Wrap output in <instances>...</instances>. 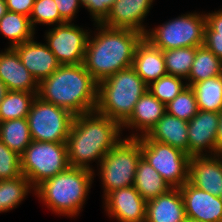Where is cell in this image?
Returning a JSON list of instances; mask_svg holds the SVG:
<instances>
[{"label":"cell","mask_w":222,"mask_h":222,"mask_svg":"<svg viewBox=\"0 0 222 222\" xmlns=\"http://www.w3.org/2000/svg\"><path fill=\"white\" fill-rule=\"evenodd\" d=\"M189 182L214 196L222 195V158L220 154L191 156Z\"/></svg>","instance_id":"obj_16"},{"label":"cell","mask_w":222,"mask_h":222,"mask_svg":"<svg viewBox=\"0 0 222 222\" xmlns=\"http://www.w3.org/2000/svg\"><path fill=\"white\" fill-rule=\"evenodd\" d=\"M222 152V110L219 112V123L217 130V154Z\"/></svg>","instance_id":"obj_40"},{"label":"cell","mask_w":222,"mask_h":222,"mask_svg":"<svg viewBox=\"0 0 222 222\" xmlns=\"http://www.w3.org/2000/svg\"><path fill=\"white\" fill-rule=\"evenodd\" d=\"M218 123L219 113L201 110H198L197 114L188 121V155L190 157L217 154Z\"/></svg>","instance_id":"obj_12"},{"label":"cell","mask_w":222,"mask_h":222,"mask_svg":"<svg viewBox=\"0 0 222 222\" xmlns=\"http://www.w3.org/2000/svg\"><path fill=\"white\" fill-rule=\"evenodd\" d=\"M87 40L84 66L99 83L116 72L132 67L137 45L144 34L129 29L111 28L96 23Z\"/></svg>","instance_id":"obj_1"},{"label":"cell","mask_w":222,"mask_h":222,"mask_svg":"<svg viewBox=\"0 0 222 222\" xmlns=\"http://www.w3.org/2000/svg\"><path fill=\"white\" fill-rule=\"evenodd\" d=\"M198 110L219 113L222 110V75L194 83Z\"/></svg>","instance_id":"obj_27"},{"label":"cell","mask_w":222,"mask_h":222,"mask_svg":"<svg viewBox=\"0 0 222 222\" xmlns=\"http://www.w3.org/2000/svg\"><path fill=\"white\" fill-rule=\"evenodd\" d=\"M186 219L180 188H171L146 203L145 222H185Z\"/></svg>","instance_id":"obj_20"},{"label":"cell","mask_w":222,"mask_h":222,"mask_svg":"<svg viewBox=\"0 0 222 222\" xmlns=\"http://www.w3.org/2000/svg\"><path fill=\"white\" fill-rule=\"evenodd\" d=\"M142 157L140 138H123L97 166L103 198L111 191L134 186L137 164Z\"/></svg>","instance_id":"obj_6"},{"label":"cell","mask_w":222,"mask_h":222,"mask_svg":"<svg viewBox=\"0 0 222 222\" xmlns=\"http://www.w3.org/2000/svg\"><path fill=\"white\" fill-rule=\"evenodd\" d=\"M20 158L22 175L34 189L70 166L66 142L32 140Z\"/></svg>","instance_id":"obj_8"},{"label":"cell","mask_w":222,"mask_h":222,"mask_svg":"<svg viewBox=\"0 0 222 222\" xmlns=\"http://www.w3.org/2000/svg\"><path fill=\"white\" fill-rule=\"evenodd\" d=\"M142 157L164 178L171 188L189 181L190 156L179 148L140 137Z\"/></svg>","instance_id":"obj_9"},{"label":"cell","mask_w":222,"mask_h":222,"mask_svg":"<svg viewBox=\"0 0 222 222\" xmlns=\"http://www.w3.org/2000/svg\"><path fill=\"white\" fill-rule=\"evenodd\" d=\"M134 187L146 202L171 189L164 178L143 157L137 164Z\"/></svg>","instance_id":"obj_23"},{"label":"cell","mask_w":222,"mask_h":222,"mask_svg":"<svg viewBox=\"0 0 222 222\" xmlns=\"http://www.w3.org/2000/svg\"><path fill=\"white\" fill-rule=\"evenodd\" d=\"M166 112L179 119L190 121L198 112L193 89L190 86L185 87L172 101L166 104Z\"/></svg>","instance_id":"obj_31"},{"label":"cell","mask_w":222,"mask_h":222,"mask_svg":"<svg viewBox=\"0 0 222 222\" xmlns=\"http://www.w3.org/2000/svg\"><path fill=\"white\" fill-rule=\"evenodd\" d=\"M205 26L204 13L189 12L147 30L144 38L162 51L199 47L204 45Z\"/></svg>","instance_id":"obj_7"},{"label":"cell","mask_w":222,"mask_h":222,"mask_svg":"<svg viewBox=\"0 0 222 222\" xmlns=\"http://www.w3.org/2000/svg\"><path fill=\"white\" fill-rule=\"evenodd\" d=\"M0 140L21 155L32 141L27 118L3 121L0 125Z\"/></svg>","instance_id":"obj_26"},{"label":"cell","mask_w":222,"mask_h":222,"mask_svg":"<svg viewBox=\"0 0 222 222\" xmlns=\"http://www.w3.org/2000/svg\"><path fill=\"white\" fill-rule=\"evenodd\" d=\"M103 202L108 216L118 222H145L147 202L134 186L109 192Z\"/></svg>","instance_id":"obj_13"},{"label":"cell","mask_w":222,"mask_h":222,"mask_svg":"<svg viewBox=\"0 0 222 222\" xmlns=\"http://www.w3.org/2000/svg\"><path fill=\"white\" fill-rule=\"evenodd\" d=\"M26 41L14 47L22 64L31 73L38 84L49 77L61 64L48 48L47 44L34 40Z\"/></svg>","instance_id":"obj_17"},{"label":"cell","mask_w":222,"mask_h":222,"mask_svg":"<svg viewBox=\"0 0 222 222\" xmlns=\"http://www.w3.org/2000/svg\"><path fill=\"white\" fill-rule=\"evenodd\" d=\"M0 79L8 90L38 92V82L22 64L14 48L0 52Z\"/></svg>","instance_id":"obj_19"},{"label":"cell","mask_w":222,"mask_h":222,"mask_svg":"<svg viewBox=\"0 0 222 222\" xmlns=\"http://www.w3.org/2000/svg\"><path fill=\"white\" fill-rule=\"evenodd\" d=\"M8 11L5 0H0V19Z\"/></svg>","instance_id":"obj_42"},{"label":"cell","mask_w":222,"mask_h":222,"mask_svg":"<svg viewBox=\"0 0 222 222\" xmlns=\"http://www.w3.org/2000/svg\"><path fill=\"white\" fill-rule=\"evenodd\" d=\"M186 218L197 222H221L222 201L220 196L203 191L187 181L180 187Z\"/></svg>","instance_id":"obj_14"},{"label":"cell","mask_w":222,"mask_h":222,"mask_svg":"<svg viewBox=\"0 0 222 222\" xmlns=\"http://www.w3.org/2000/svg\"><path fill=\"white\" fill-rule=\"evenodd\" d=\"M8 11L30 17L35 0H5Z\"/></svg>","instance_id":"obj_37"},{"label":"cell","mask_w":222,"mask_h":222,"mask_svg":"<svg viewBox=\"0 0 222 222\" xmlns=\"http://www.w3.org/2000/svg\"><path fill=\"white\" fill-rule=\"evenodd\" d=\"M35 32L30 18L25 15L7 11L0 19V33L10 41L8 48L35 38Z\"/></svg>","instance_id":"obj_25"},{"label":"cell","mask_w":222,"mask_h":222,"mask_svg":"<svg viewBox=\"0 0 222 222\" xmlns=\"http://www.w3.org/2000/svg\"><path fill=\"white\" fill-rule=\"evenodd\" d=\"M149 139L171 145L188 154V121L167 112L146 135Z\"/></svg>","instance_id":"obj_22"},{"label":"cell","mask_w":222,"mask_h":222,"mask_svg":"<svg viewBox=\"0 0 222 222\" xmlns=\"http://www.w3.org/2000/svg\"><path fill=\"white\" fill-rule=\"evenodd\" d=\"M219 75H222V61L205 45L196 47L194 61L185 82L187 86Z\"/></svg>","instance_id":"obj_24"},{"label":"cell","mask_w":222,"mask_h":222,"mask_svg":"<svg viewBox=\"0 0 222 222\" xmlns=\"http://www.w3.org/2000/svg\"><path fill=\"white\" fill-rule=\"evenodd\" d=\"M205 32H217V36H222V9L217 12L205 14Z\"/></svg>","instance_id":"obj_38"},{"label":"cell","mask_w":222,"mask_h":222,"mask_svg":"<svg viewBox=\"0 0 222 222\" xmlns=\"http://www.w3.org/2000/svg\"><path fill=\"white\" fill-rule=\"evenodd\" d=\"M167 75L188 78L196 54V47H184L162 51Z\"/></svg>","instance_id":"obj_30"},{"label":"cell","mask_w":222,"mask_h":222,"mask_svg":"<svg viewBox=\"0 0 222 222\" xmlns=\"http://www.w3.org/2000/svg\"><path fill=\"white\" fill-rule=\"evenodd\" d=\"M122 131L119 122L96 111L74 116L66 141L70 166L94 171L90 163L96 161L99 165L122 140Z\"/></svg>","instance_id":"obj_2"},{"label":"cell","mask_w":222,"mask_h":222,"mask_svg":"<svg viewBox=\"0 0 222 222\" xmlns=\"http://www.w3.org/2000/svg\"><path fill=\"white\" fill-rule=\"evenodd\" d=\"M94 175L89 169L69 166L39 184L34 193L54 213L73 218L85 205Z\"/></svg>","instance_id":"obj_4"},{"label":"cell","mask_w":222,"mask_h":222,"mask_svg":"<svg viewBox=\"0 0 222 222\" xmlns=\"http://www.w3.org/2000/svg\"><path fill=\"white\" fill-rule=\"evenodd\" d=\"M115 0H81L82 6L90 12L91 18L96 23H102L114 4Z\"/></svg>","instance_id":"obj_35"},{"label":"cell","mask_w":222,"mask_h":222,"mask_svg":"<svg viewBox=\"0 0 222 222\" xmlns=\"http://www.w3.org/2000/svg\"><path fill=\"white\" fill-rule=\"evenodd\" d=\"M74 115L36 96L27 116L33 141L66 142Z\"/></svg>","instance_id":"obj_10"},{"label":"cell","mask_w":222,"mask_h":222,"mask_svg":"<svg viewBox=\"0 0 222 222\" xmlns=\"http://www.w3.org/2000/svg\"><path fill=\"white\" fill-rule=\"evenodd\" d=\"M30 22L35 30L38 24L56 26L66 21L60 16L59 10L54 0H35L30 15Z\"/></svg>","instance_id":"obj_33"},{"label":"cell","mask_w":222,"mask_h":222,"mask_svg":"<svg viewBox=\"0 0 222 222\" xmlns=\"http://www.w3.org/2000/svg\"><path fill=\"white\" fill-rule=\"evenodd\" d=\"M97 91L98 83L84 64H66L38 84L37 96L76 116L96 110Z\"/></svg>","instance_id":"obj_3"},{"label":"cell","mask_w":222,"mask_h":222,"mask_svg":"<svg viewBox=\"0 0 222 222\" xmlns=\"http://www.w3.org/2000/svg\"><path fill=\"white\" fill-rule=\"evenodd\" d=\"M34 188L24 176L0 180V213L15 209Z\"/></svg>","instance_id":"obj_28"},{"label":"cell","mask_w":222,"mask_h":222,"mask_svg":"<svg viewBox=\"0 0 222 222\" xmlns=\"http://www.w3.org/2000/svg\"><path fill=\"white\" fill-rule=\"evenodd\" d=\"M148 85L132 68H126L98 83L96 112L121 125L132 114Z\"/></svg>","instance_id":"obj_5"},{"label":"cell","mask_w":222,"mask_h":222,"mask_svg":"<svg viewBox=\"0 0 222 222\" xmlns=\"http://www.w3.org/2000/svg\"><path fill=\"white\" fill-rule=\"evenodd\" d=\"M2 122H3V121H2V119H1V115H0V125L2 124Z\"/></svg>","instance_id":"obj_44"},{"label":"cell","mask_w":222,"mask_h":222,"mask_svg":"<svg viewBox=\"0 0 222 222\" xmlns=\"http://www.w3.org/2000/svg\"><path fill=\"white\" fill-rule=\"evenodd\" d=\"M132 68L148 86L167 75L162 50L154 47L145 38L136 47Z\"/></svg>","instance_id":"obj_21"},{"label":"cell","mask_w":222,"mask_h":222,"mask_svg":"<svg viewBox=\"0 0 222 222\" xmlns=\"http://www.w3.org/2000/svg\"><path fill=\"white\" fill-rule=\"evenodd\" d=\"M38 92H23L8 90L0 102L2 121L27 118L33 100Z\"/></svg>","instance_id":"obj_29"},{"label":"cell","mask_w":222,"mask_h":222,"mask_svg":"<svg viewBox=\"0 0 222 222\" xmlns=\"http://www.w3.org/2000/svg\"><path fill=\"white\" fill-rule=\"evenodd\" d=\"M59 10L60 16L66 22H72L79 12L81 0H54Z\"/></svg>","instance_id":"obj_36"},{"label":"cell","mask_w":222,"mask_h":222,"mask_svg":"<svg viewBox=\"0 0 222 222\" xmlns=\"http://www.w3.org/2000/svg\"><path fill=\"white\" fill-rule=\"evenodd\" d=\"M154 0H115L109 15L102 22L111 28L129 29L146 34L143 24Z\"/></svg>","instance_id":"obj_15"},{"label":"cell","mask_w":222,"mask_h":222,"mask_svg":"<svg viewBox=\"0 0 222 222\" xmlns=\"http://www.w3.org/2000/svg\"><path fill=\"white\" fill-rule=\"evenodd\" d=\"M22 176L21 158L0 140V180Z\"/></svg>","instance_id":"obj_34"},{"label":"cell","mask_w":222,"mask_h":222,"mask_svg":"<svg viewBox=\"0 0 222 222\" xmlns=\"http://www.w3.org/2000/svg\"><path fill=\"white\" fill-rule=\"evenodd\" d=\"M8 89L5 83L0 79V102L4 99Z\"/></svg>","instance_id":"obj_41"},{"label":"cell","mask_w":222,"mask_h":222,"mask_svg":"<svg viewBox=\"0 0 222 222\" xmlns=\"http://www.w3.org/2000/svg\"><path fill=\"white\" fill-rule=\"evenodd\" d=\"M204 45L222 61V36H217V32H205Z\"/></svg>","instance_id":"obj_39"},{"label":"cell","mask_w":222,"mask_h":222,"mask_svg":"<svg viewBox=\"0 0 222 222\" xmlns=\"http://www.w3.org/2000/svg\"><path fill=\"white\" fill-rule=\"evenodd\" d=\"M89 33L72 22H65L49 28L44 37L61 65L83 64Z\"/></svg>","instance_id":"obj_11"},{"label":"cell","mask_w":222,"mask_h":222,"mask_svg":"<svg viewBox=\"0 0 222 222\" xmlns=\"http://www.w3.org/2000/svg\"><path fill=\"white\" fill-rule=\"evenodd\" d=\"M182 77L165 75L153 81L148 90L165 105L172 101L187 84L182 81Z\"/></svg>","instance_id":"obj_32"},{"label":"cell","mask_w":222,"mask_h":222,"mask_svg":"<svg viewBox=\"0 0 222 222\" xmlns=\"http://www.w3.org/2000/svg\"><path fill=\"white\" fill-rule=\"evenodd\" d=\"M165 113L166 105L147 90L135 104L130 117L122 124V130L136 129V134L134 132L127 138H140L147 135Z\"/></svg>","instance_id":"obj_18"},{"label":"cell","mask_w":222,"mask_h":222,"mask_svg":"<svg viewBox=\"0 0 222 222\" xmlns=\"http://www.w3.org/2000/svg\"><path fill=\"white\" fill-rule=\"evenodd\" d=\"M185 222H197V221H193V220H190V219H186Z\"/></svg>","instance_id":"obj_43"}]
</instances>
